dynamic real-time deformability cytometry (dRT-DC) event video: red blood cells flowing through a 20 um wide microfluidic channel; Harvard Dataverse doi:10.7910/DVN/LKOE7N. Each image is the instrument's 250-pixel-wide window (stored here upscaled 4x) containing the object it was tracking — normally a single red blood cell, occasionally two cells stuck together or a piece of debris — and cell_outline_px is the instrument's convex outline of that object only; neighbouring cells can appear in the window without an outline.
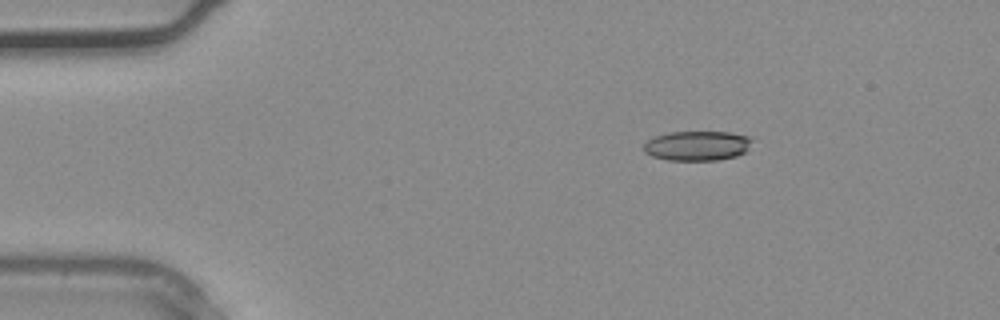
{"species": "common noctule bat (a hibernating species)", "species_latin": "Nyctalus noctula", "temperature_condition": "warm", "stored_images_in_passage": 31, "camera_frame_rate_fps": 3000, "um_per_image_px": 0.085, "animal": {"sex": "male", "body_mass_g": 20.4}, "frame": {"image": 1, "passage_image": 1, "time_ms": 0.0, "image_size_px": [1000, 320], "cell_outline_px": [[752, 140], [744, 152], [736, 156], [716, 160], [668, 160], [652, 156], [644, 152], [644, 144], [648, 140], [656, 136], [668, 132], [732, 132], [752, 136]], "centroid_in_image_um": [59.27, 12.38], "position_along_channel_um": 25.7, "area_um2": 18.73}}
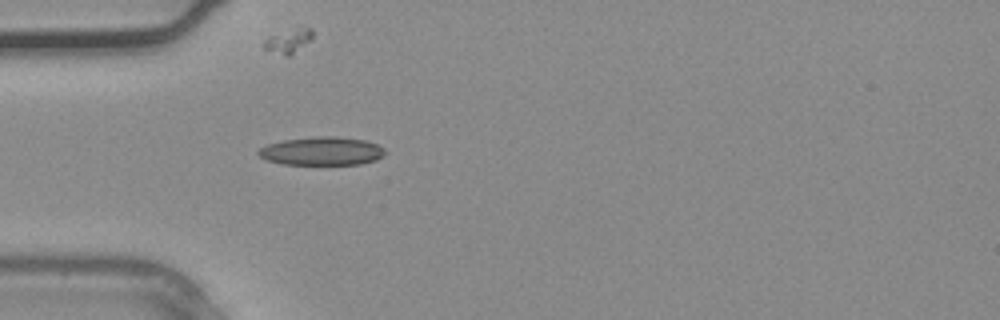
{"frame": {"image": 2, "passage_image": 6, "time_ms": 1.667, "image_size_px": [1000, 320], "cell_outline_px": [[388, 152], [384, 156], [376, 160], [360, 164], [284, 164], [268, 160], [260, 156], [256, 152], [260, 148], [268, 144], [284, 140], [316, 136], [336, 136], [368, 140], [384, 148]], "centroid_in_image_um": [27.42, 12.83], "position_along_channel_um": 57.6, "area_um2": 21.04}}
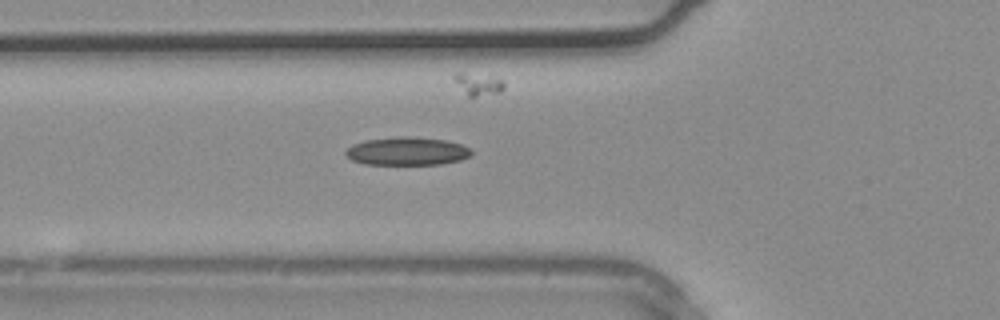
{"frame": {"image": 3, "passage_image": 8, "time_ms": 2.333, "image_size_px": [1000, 320], "cell_outline_px": [[472, 152], [468, 156], [460, 160], [440, 164], [364, 164], [352, 160], [344, 152], [352, 144], [364, 140], [396, 136], [408, 136], [448, 140], [460, 144], [468, 148]], "centroid_in_image_um": [34.57, 12.84], "position_along_channel_um": 91.2, "area_um2": 20.58}}